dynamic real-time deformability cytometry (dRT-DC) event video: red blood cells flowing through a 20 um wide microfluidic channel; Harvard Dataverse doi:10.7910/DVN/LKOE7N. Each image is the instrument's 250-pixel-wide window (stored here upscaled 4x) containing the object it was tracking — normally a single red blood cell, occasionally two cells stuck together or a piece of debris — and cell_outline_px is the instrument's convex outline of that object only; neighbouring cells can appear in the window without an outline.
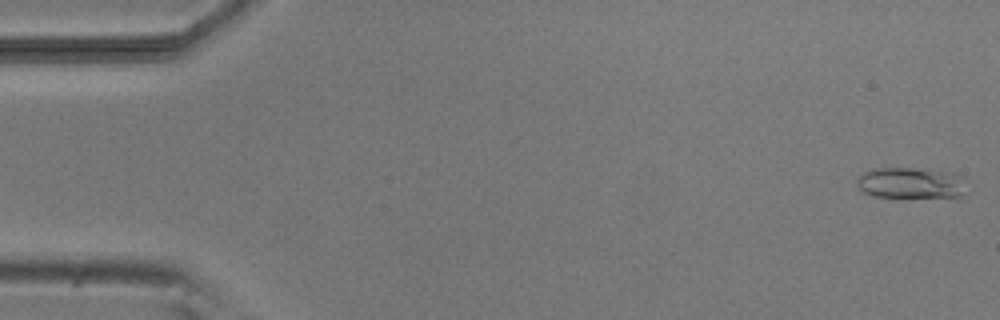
{"species": "common noctule bat (a hibernating species)", "species_latin": "Nyctalus noctula", "temperature_condition": "room temperature", "stored_images_in_passage": 20, "camera_frame_rate_fps": 3000, "um_per_image_px": 0.085, "animal": {"sex": "male", "body_mass_g": 20.5, "forearm_length_mm": 52.5}, "frame": {"image": 1, "passage_image": 1, "time_ms": 0.0, "image_size_px": [1000, 320], "cell_outline_px": [[968, 192], [964, 196], [872, 196], [864, 192], [856, 184], [856, 180], [864, 172], [876, 168], [912, 168], [952, 172], [960, 176]], "centroid_in_image_um": [77.43, 15.54], "position_along_channel_um": 7.6, "area_um2": 19.54}}
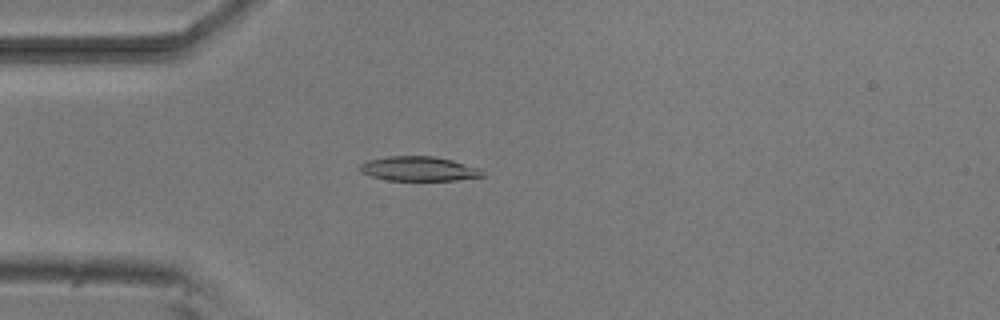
{"frame": {"image": 2, "passage_image": 14, "time_ms": 4.333, "image_size_px": [1000, 320], "cell_outline_px": [[484, 176], [456, 180], [388, 180], [372, 176], [360, 172], [360, 164], [368, 160], [388, 156], [432, 156], [452, 160], [480, 168], [484, 172]], "centroid_in_image_um": [35.61, 14.34], "position_along_channel_um": 49.4, "area_um2": 17.4}}
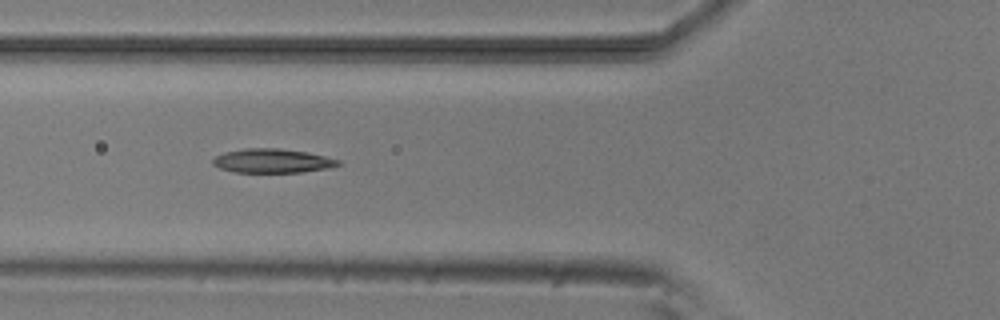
{"frame": {"image": 3, "passage_image": 19, "time_ms": 6.0, "image_size_px": [1000, 320], "cell_outline_px": [[340, 164], [328, 168], [300, 172], [232, 172], [220, 168], [212, 164], [212, 160], [216, 156], [224, 152], [244, 148], [276, 148], [308, 152], [340, 160]], "centroid_in_image_um": [23.12, 13.67], "position_along_channel_um": 102.7, "area_um2": 17.51}}